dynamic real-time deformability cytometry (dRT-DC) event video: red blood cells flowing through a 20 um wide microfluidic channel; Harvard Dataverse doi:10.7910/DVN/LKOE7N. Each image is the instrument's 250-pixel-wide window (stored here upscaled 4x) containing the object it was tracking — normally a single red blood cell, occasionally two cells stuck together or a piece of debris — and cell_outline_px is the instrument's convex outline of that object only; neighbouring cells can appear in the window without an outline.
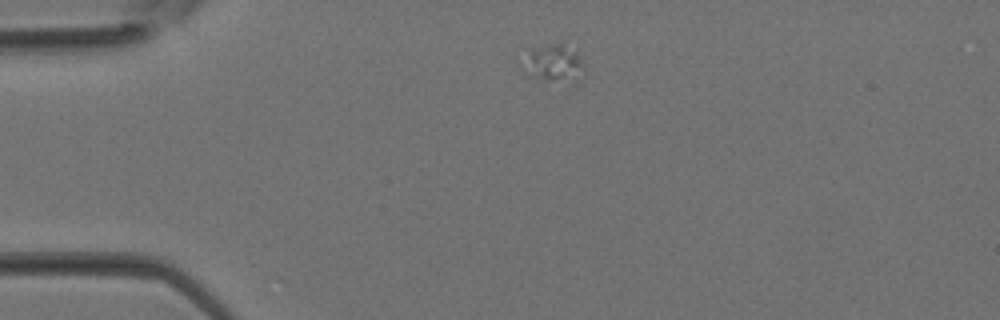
{"species": "Egyptian fruit bat (a non-hibernating species)", "species_latin": "Rousettus aegyptiacus", "temperature_condition": "room temperature", "stored_images_in_passage": 3, "camera_frame_rate_fps": 3000, "um_per_image_px": 0.085, "animal": {"sex": "female"}, "frame": {"image": 1, "passage_image": 1, "time_ms": 0.0, "image_size_px": [1000, 320], "cell_outline_px": [[584, 76], [576, 84], [544, 80], [532, 76], [520, 68], [528, 48], [564, 40], [580, 56], [584, 64]], "centroid_in_image_um": [47.1, 5.36], "position_along_channel_um": 37.9, "area_um2": 14.51}}